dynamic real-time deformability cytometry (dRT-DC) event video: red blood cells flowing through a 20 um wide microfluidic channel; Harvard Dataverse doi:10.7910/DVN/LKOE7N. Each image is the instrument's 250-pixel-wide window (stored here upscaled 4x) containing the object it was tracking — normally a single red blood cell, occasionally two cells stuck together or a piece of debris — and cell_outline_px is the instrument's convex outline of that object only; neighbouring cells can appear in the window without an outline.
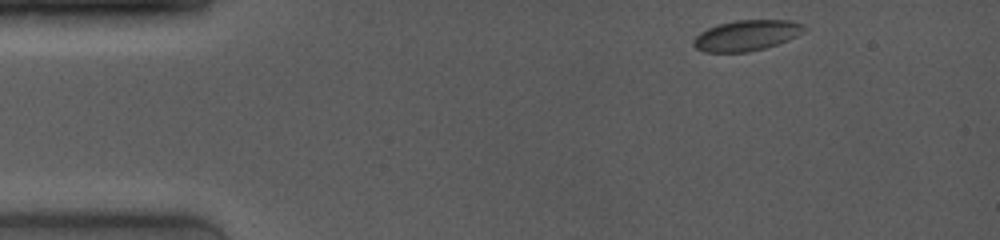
{"species": "common noctule bat (a hibernating species)", "species_latin": "Nyctalus noctula", "temperature_condition": "room temperature", "stored_images_in_passage": 38, "camera_frame_rate_fps": 4000, "um_per_image_px": 0.085, "animal": {"sex": "female", "body_mass_g": 19.0, "forearm_length_mm": 53.3}, "frame": {"image": 1, "passage_image": 1, "time_ms": 0.0, "image_size_px": [1000, 240], "cell_outline_px": [[808, 28], [804, 32], [788, 40], [764, 48], [748, 52], [704, 52], [696, 48], [692, 44], [692, 40], [700, 32], [716, 24], [736, 20], [788, 20], [804, 24]], "centroid_in_image_um": [63.45, 3.0], "position_along_channel_um": 21.5, "area_um2": 19.88}}
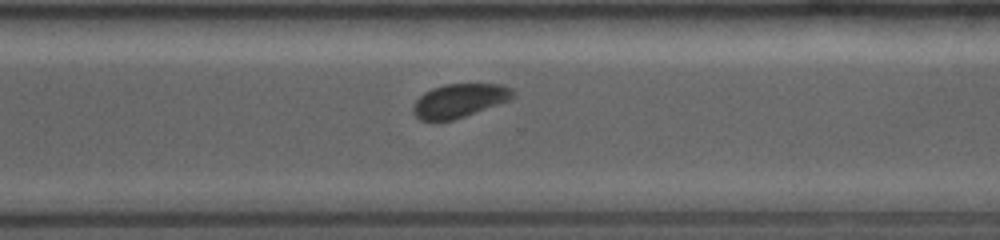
{"frame": {"image": 2, "passage_image": 21, "time_ms": 9.75, "image_size_px": [1000, 240], "cell_outline_px": [[516, 96], [512, 100], [452, 120], [432, 124], [420, 120], [412, 112], [412, 108], [416, 100], [424, 92], [432, 88], [444, 84], [504, 84], [512, 88], [516, 92]], "centroid_in_image_um": [39.05, 8.57], "position_along_channel_um": 331.5, "area_um2": 20.23}}
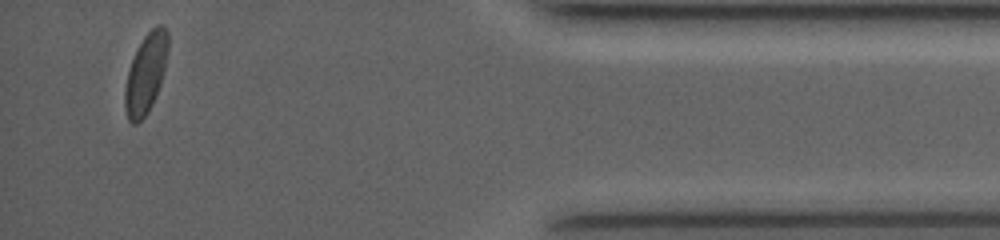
{"frame": {"image": 3, "passage_image": 34, "time_ms": 13.0, "image_size_px": [1000, 240], "cell_outline_px": [[168, 52], [160, 84], [152, 104], [144, 116], [136, 124], [132, 124], [128, 120], [124, 108], [124, 88], [128, 68], [136, 48], [144, 36], [156, 24], [164, 24], [168, 32]], "centroid_in_image_um": [12.37, 6.21], "position_along_channel_um": 422.8, "area_um2": 20.23}, "authors_computed_cell_mechanics": {"area_um2": 20.0855, "velocity_mm_per_s": 4.0427, "shape_relaxation_time_tau1_ms": 1.4272, "shape_relaxation_time_tau2_ms": null, "deformation_change_tau1": 0.0738, "deformation_change_tau2": null}}